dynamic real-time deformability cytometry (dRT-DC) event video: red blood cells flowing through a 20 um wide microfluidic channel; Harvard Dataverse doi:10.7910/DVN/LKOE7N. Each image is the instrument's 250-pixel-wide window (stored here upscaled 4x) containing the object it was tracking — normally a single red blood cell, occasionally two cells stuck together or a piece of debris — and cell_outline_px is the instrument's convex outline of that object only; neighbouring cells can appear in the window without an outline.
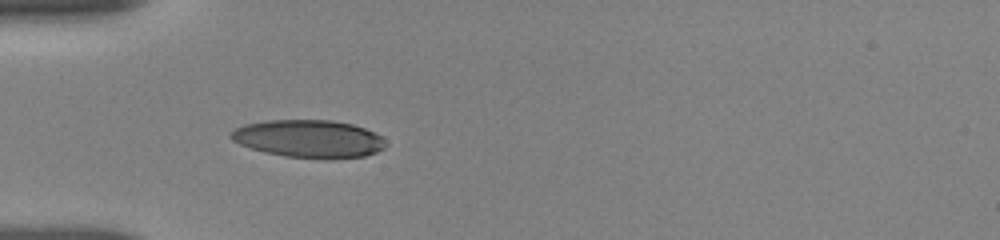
{"species": "human", "species_latin": "Homo sapiens", "temperature_condition": "room temperature", "stored_images_in_passage": 80, "camera_frame_rate_fps": 3000, "um_per_image_px": 0.085, "donor": {"sex": "female"}, "frame": {"image": 1, "passage_image": 1, "time_ms": 0.0, "image_size_px": [1000, 240], "cell_outline_px": [[388, 144], [384, 148], [376, 152], [364, 156], [328, 160], [324, 160], [284, 156], [264, 152], [240, 144], [232, 140], [228, 136], [236, 128], [244, 124], [268, 120], [332, 120], [352, 124], [364, 128], [380, 136]], "centroid_in_image_um": [26.26, 11.81], "position_along_channel_um": 58.7, "area_um2": 34.28}}
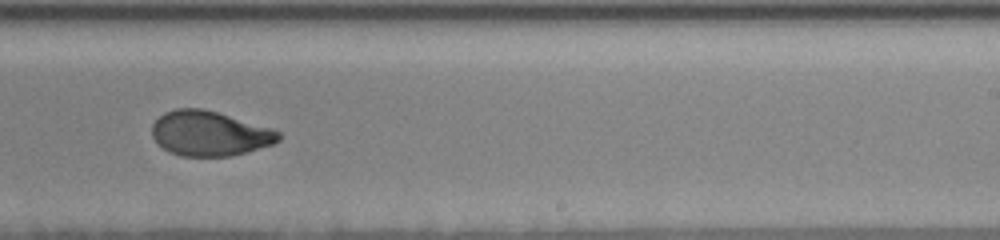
{"frame": {"image": 2, "passage_image": 47, "time_ms": 5.667, "image_size_px": [1000, 240], "cell_outline_px": [[280, 140], [272, 144], [244, 152], [228, 156], [180, 156], [168, 152], [152, 136], [152, 124], [164, 112], [176, 108], [204, 108], [272, 128], [280, 132]], "centroid_in_image_um": [17.8, 11.33], "position_along_channel_um": 271.2, "area_um2": 32.95}}
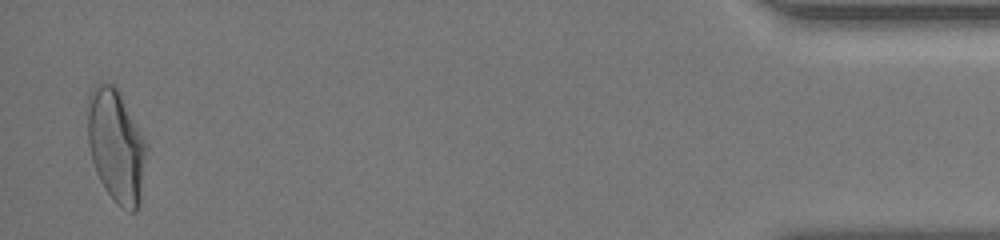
{"frame": {"image": 3, "passage_image": 80, "time_ms": 11.667, "image_size_px": [1000, 240], "cell_outline_px": [[148, 144], [140, 200], [136, 212], [132, 212], [116, 204], [100, 180], [92, 160], [88, 144], [84, 104], [88, 92], [100, 80], [112, 84], [120, 92]], "centroid_in_image_um": [9.83, 12.3], "position_along_channel_um": 425.4, "area_um2": 39.71}, "authors_computed_cell_mechanics": {"area_um2": 33.8708, "velocity_mm_per_s": 3.8485, "shape_relaxation_time_tau1_ms": 4.4746, "shape_relaxation_time_tau2_ms": 0.9024, "deformation_change_tau1": 0.177, "deformation_change_tau2": 0.0538}}